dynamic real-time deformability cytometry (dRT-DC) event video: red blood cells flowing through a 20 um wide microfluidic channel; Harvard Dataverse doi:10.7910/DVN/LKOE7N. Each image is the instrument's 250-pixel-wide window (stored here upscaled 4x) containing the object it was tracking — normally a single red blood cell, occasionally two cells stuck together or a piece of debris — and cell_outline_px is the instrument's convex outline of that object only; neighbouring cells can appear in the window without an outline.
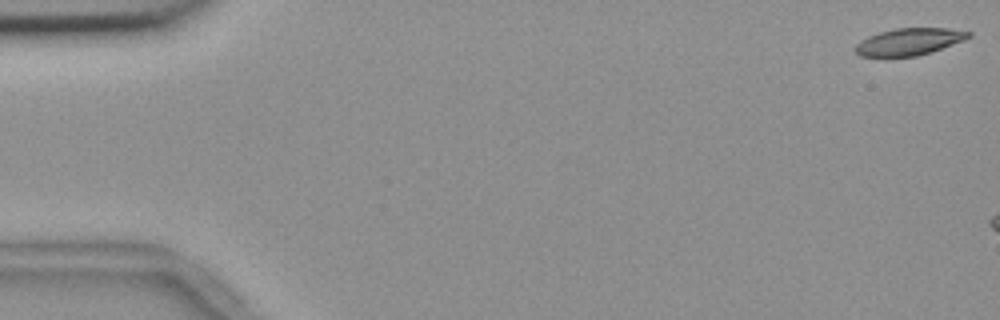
{"species": "common noctule bat (a hibernating species)", "species_latin": "Nyctalus noctula", "temperature_condition": "room temperature", "stored_images_in_passage": 13, "camera_frame_rate_fps": 3000, "um_per_image_px": 0.085, "animal": {"sex": "female", "body_mass_g": 18.4}, "frame": {"image": 1, "passage_image": 1, "time_ms": 0.0, "image_size_px": [1000, 320], "cell_outline_px": [[972, 36], [964, 40], [916, 56], [860, 56], [856, 52], [856, 44], [860, 40], [868, 36], [880, 32], [896, 28], [948, 28], [972, 32]], "centroid_in_image_um": [77.28, 3.53], "position_along_channel_um": 7.7, "area_um2": 17.51}}